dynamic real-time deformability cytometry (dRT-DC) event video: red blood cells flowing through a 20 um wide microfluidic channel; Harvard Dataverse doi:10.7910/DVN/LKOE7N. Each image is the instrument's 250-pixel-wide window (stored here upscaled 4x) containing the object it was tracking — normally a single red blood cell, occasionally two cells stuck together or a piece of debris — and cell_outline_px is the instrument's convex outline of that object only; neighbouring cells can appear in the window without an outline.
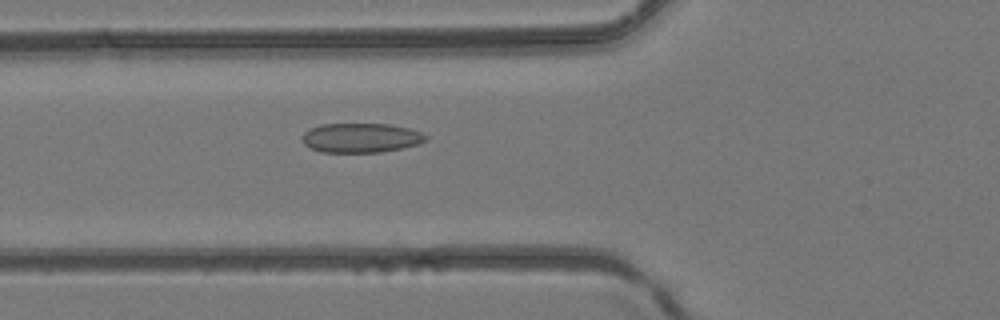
{"species": "common noctule bat (a hibernating species)", "species_latin": "Nyctalus noctula", "temperature_condition": "room temperature", "stored_images_in_passage": 43, "camera_frame_rate_fps": 3000, "um_per_image_px": 0.085, "animal": {"sex": "female", "body_mass_g": 24.6, "forearm_length_mm": 56.2}, "frame": {"image": 1, "passage_image": 14, "time_ms": 4.333, "image_size_px": [1000, 320], "cell_outline_px": [[428, 140], [416, 144], [400, 148], [380, 152], [320, 152], [304, 144], [300, 140], [300, 136], [304, 132], [320, 124], [388, 124], [408, 128], [420, 132], [428, 136]], "centroid_in_image_um": [30.64, 11.71], "position_along_channel_um": 95.2, "area_um2": 21.15}}
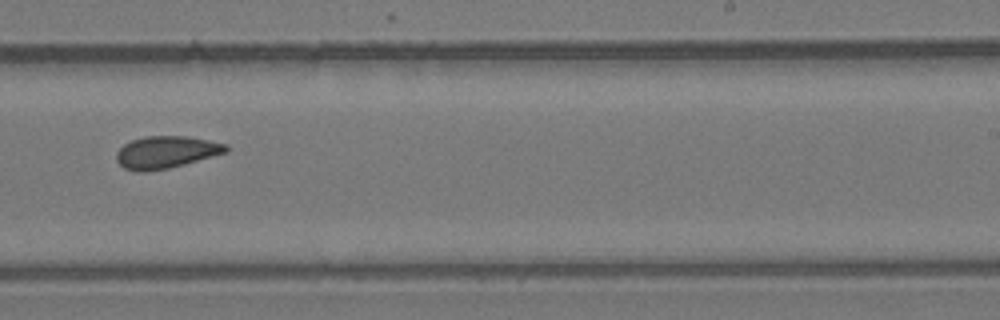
{"frame": {"image": 2, "passage_image": 26, "time_ms": 8.333, "image_size_px": [1000, 320], "cell_outline_px": [[228, 152], [184, 164], [168, 168], [144, 172], [136, 172], [124, 168], [116, 160], [116, 152], [124, 144], [132, 140], [144, 136], [184, 136], [208, 140], [228, 144]], "centroid_in_image_um": [14.1, 12.94], "position_along_channel_um": 274.9, "area_um2": 20.58}}
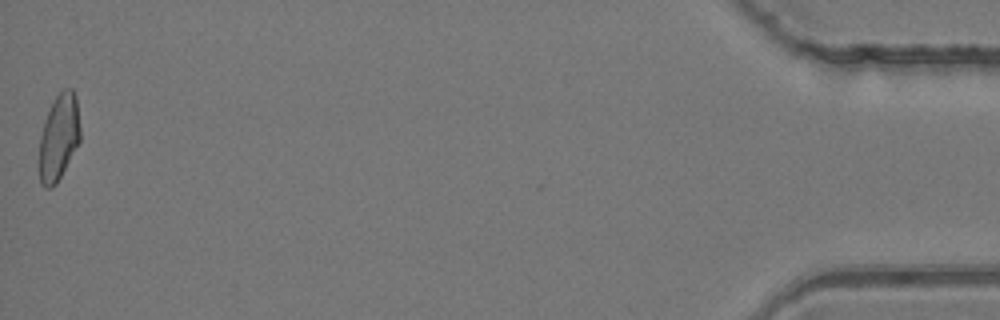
{"frame": {"image": 3, "passage_image": 43, "time_ms": 14.0, "image_size_px": [1000, 320], "cell_outline_px": [[80, 140], [56, 184], [52, 188], [44, 188], [40, 184], [40, 136], [44, 120], [52, 100], [64, 88], [72, 88], [76, 96], [80, 128]], "centroid_in_image_um": [4.99, 11.64], "position_along_channel_um": 430.2, "area_um2": 20.52}}